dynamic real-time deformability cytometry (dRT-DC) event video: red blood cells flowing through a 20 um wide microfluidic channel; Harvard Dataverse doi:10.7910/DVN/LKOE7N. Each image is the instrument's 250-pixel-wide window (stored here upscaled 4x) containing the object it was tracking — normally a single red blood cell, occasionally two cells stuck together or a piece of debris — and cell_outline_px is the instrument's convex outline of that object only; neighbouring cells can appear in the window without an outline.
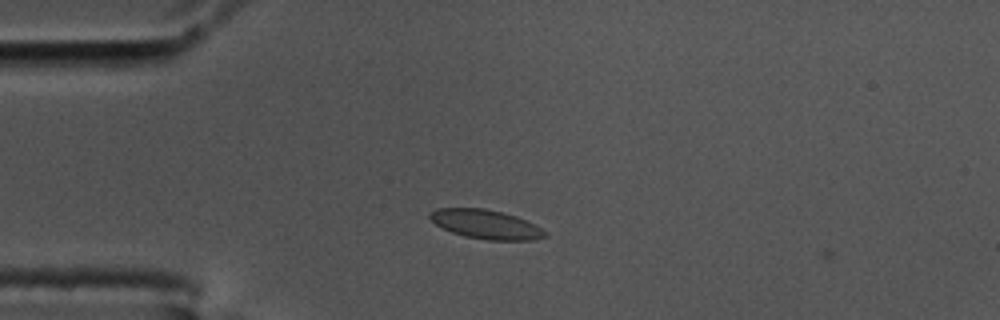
{"species": "common noctule bat (a hibernating species)", "species_latin": "Nyctalus noctula", "temperature_condition": "cold", "stored_images_in_passage": 6, "camera_frame_rate_fps": 3000, "um_per_image_px": 0.085, "animal": {"sex": "male", "body_mass_g": 17.5, "forearm_length_mm": 52.3}, "frame": {"image": 1, "passage_image": 4, "time_ms": 1.0, "image_size_px": [1000, 320], "cell_outline_px": [[548, 236], [532, 240], [488, 240], [464, 236], [452, 232], [436, 224], [428, 216], [428, 212], [436, 208], [484, 208], [516, 216], [548, 232]], "centroid_in_image_um": [41.28, 19.06], "position_along_channel_um": 43.7, "area_um2": 19.36}}